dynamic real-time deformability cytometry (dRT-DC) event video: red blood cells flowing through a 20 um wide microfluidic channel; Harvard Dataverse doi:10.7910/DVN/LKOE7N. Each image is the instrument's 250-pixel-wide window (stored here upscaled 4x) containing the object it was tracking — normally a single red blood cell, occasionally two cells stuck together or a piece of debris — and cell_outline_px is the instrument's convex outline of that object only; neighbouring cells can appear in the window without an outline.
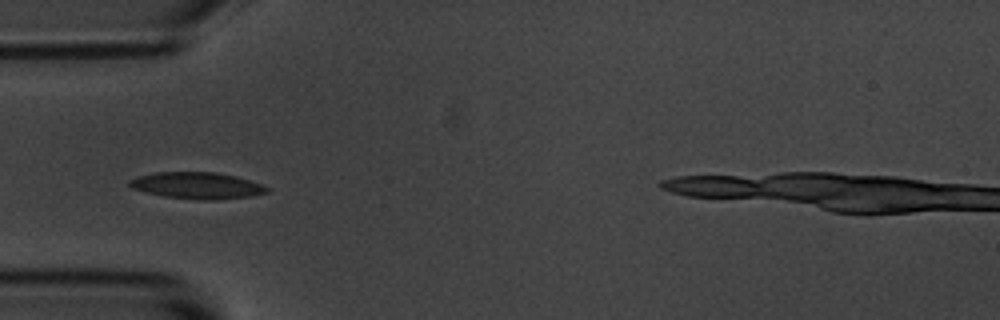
{"species": "common noctule bat (a hibernating species)", "species_latin": "Nyctalus noctula", "temperature_condition": "room temperature", "stored_images_in_passage": 6, "camera_frame_rate_fps": 3000, "um_per_image_px": 0.085, "animal": {"sex": "male", "body_mass_g": 20.1, "forearm_length_mm": 53.5}, "frame": {"image": 1, "passage_image": 4, "time_ms": 3.333, "image_size_px": [1000, 320], "cell_outline_px": [[268, 192], [252, 196], [216, 200], [200, 200], [164, 196], [132, 188], [128, 184], [128, 180], [136, 176], [156, 172], [216, 172], [236, 176], [260, 184], [268, 188]], "centroid_in_image_um": [16.73, 15.76], "position_along_channel_um": 68.3, "area_um2": 21.21}}
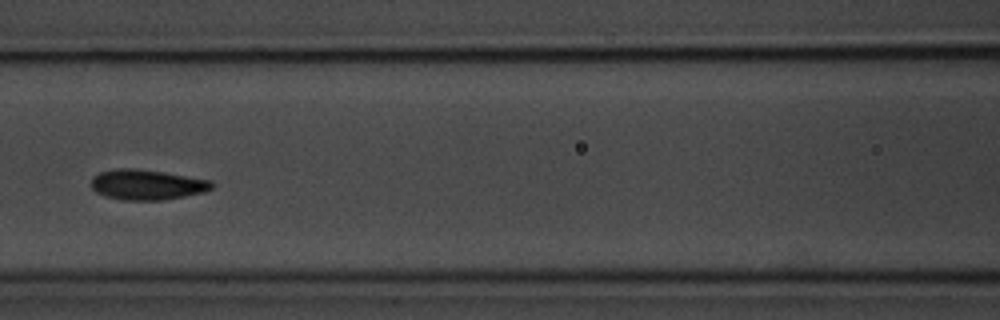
{"frame": {"image": 2, "passage_image": 6, "time_ms": 5.667, "image_size_px": [1000, 320], "cell_outline_px": [[216, 184], [212, 188], [204, 192], [184, 196], [160, 200], [124, 200], [104, 196], [96, 192], [92, 188], [92, 176], [100, 172], [116, 168], [136, 168], [164, 172], [212, 180]], "centroid_in_image_um": [12.5, 15.69], "position_along_channel_um": 154.1, "area_um2": 21.39}}